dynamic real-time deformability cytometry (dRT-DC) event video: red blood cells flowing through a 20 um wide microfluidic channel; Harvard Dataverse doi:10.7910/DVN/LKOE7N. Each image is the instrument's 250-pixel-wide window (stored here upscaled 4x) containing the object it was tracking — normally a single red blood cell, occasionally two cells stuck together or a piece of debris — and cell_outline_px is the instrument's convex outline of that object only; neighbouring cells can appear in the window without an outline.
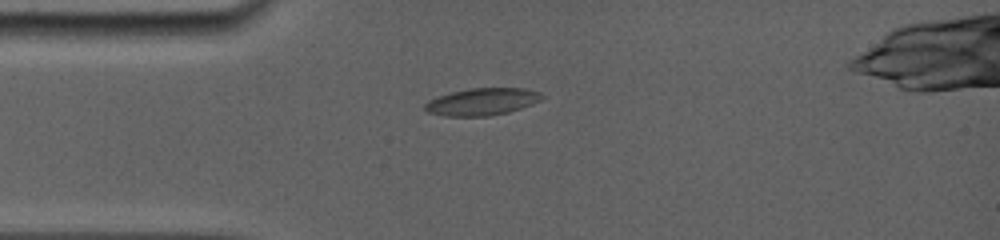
{"species": "common noctule bat (a hibernating species)", "species_latin": "Nyctalus noctula", "temperature_condition": "room temperature", "stored_images_in_passage": 23, "camera_frame_rate_fps": 5000, "um_per_image_px": 0.085, "animal": {"sex": "female", "body_mass_g": 19.0, "forearm_length_mm": 56.7}, "frame": {"image": 1, "passage_image": 1, "time_ms": 0.0, "image_size_px": [1000, 240], "cell_outline_px": [[548, 96], [532, 104], [508, 112], [488, 116], [444, 116], [428, 112], [424, 108], [424, 104], [428, 100], [436, 96], [468, 88], [524, 88], [540, 92]], "centroid_in_image_um": [40.98, 8.64], "position_along_channel_um": 44.0, "area_um2": 18.67}}
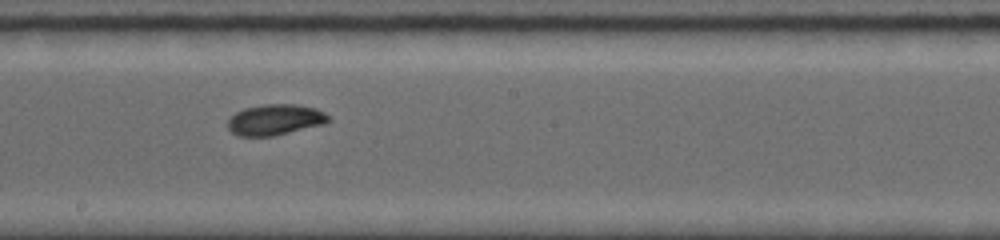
{"frame": {"image": 2, "passage_image": 10, "time_ms": 5.0, "image_size_px": [1000, 240], "cell_outline_px": [[332, 120], [324, 124], [272, 136], [240, 136], [232, 132], [228, 128], [228, 120], [236, 112], [244, 108], [264, 104], [296, 104], [316, 108], [324, 112]], "centroid_in_image_um": [23.4, 10.17], "position_along_channel_um": 224.8, "area_um2": 18.03}}
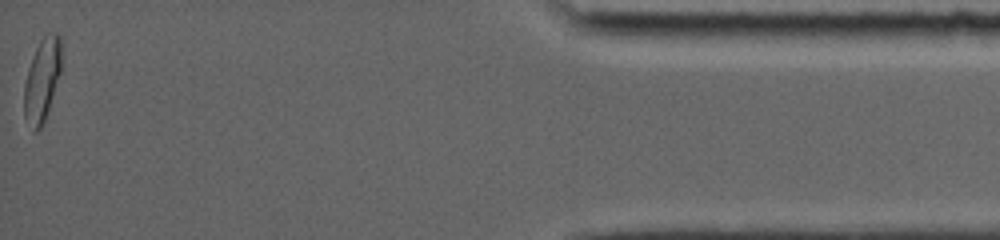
{"frame": {"image": 3, "passage_image": 23, "time_ms": 12.2, "image_size_px": [1000, 240], "cell_outline_px": [[60, 72], [44, 120], [40, 128], [36, 132], [32, 132], [24, 116], [24, 84], [28, 68], [36, 48], [40, 40], [48, 32], [56, 32], [60, 36]], "centroid_in_image_um": [3.55, 6.79], "position_along_channel_um": 431.7, "area_um2": 17.69}, "authors_computed_cell_mechanics": {"area_um2": 17.6868, "velocity_mm_per_s": 3.8781, "shape_relaxation_time_tau1_ms": 4.016, "shape_relaxation_time_tau2_ms": 1.7901, "deformation_change_tau1": 0.1461, "deformation_change_tau2": 0.0437}}